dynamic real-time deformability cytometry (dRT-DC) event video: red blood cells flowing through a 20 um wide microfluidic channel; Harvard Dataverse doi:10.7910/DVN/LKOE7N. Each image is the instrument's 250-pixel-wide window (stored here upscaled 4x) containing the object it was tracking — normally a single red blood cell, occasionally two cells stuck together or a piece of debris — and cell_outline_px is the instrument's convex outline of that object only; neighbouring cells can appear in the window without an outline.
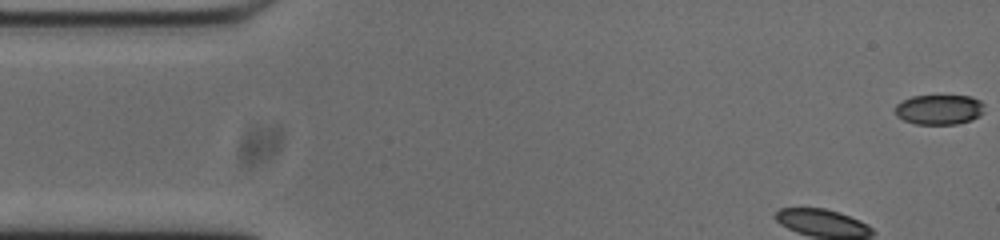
{"species": "common noctule bat (a hibernating species)", "species_latin": "Nyctalus noctula", "temperature_condition": "cold", "stored_images_in_passage": 51, "camera_frame_rate_fps": 3000, "um_per_image_px": 0.085, "animal": {"sex": "male", "body_mass_g": 20.0, "forearm_length_mm": 53.3}, "frame": {"image": 1, "passage_image": 1, "time_ms": 0.0, "image_size_px": [1000, 240], "cell_outline_px": [[984, 112], [980, 116], [972, 120], [956, 124], [916, 124], [904, 120], [896, 116], [896, 104], [912, 96], [972, 96], [980, 100], [984, 104]], "centroid_in_image_um": [79.87, 9.31], "position_along_channel_um": 5.1, "area_um2": 15.66}}
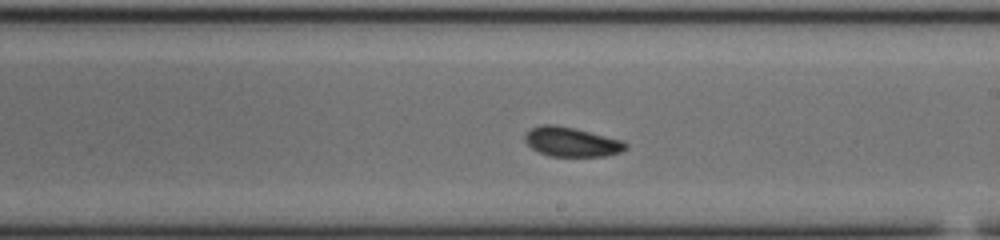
{"frame": {"image": 2, "passage_image": 26, "time_ms": 8.333, "image_size_px": [1000, 240], "cell_outline_px": [[628, 148], [620, 152], [608, 156], [548, 156], [532, 148], [524, 140], [524, 136], [532, 128], [540, 124], [552, 124], [572, 128], [624, 140], [628, 144]], "centroid_in_image_um": [48.61, 12.07], "position_along_channel_um": 240.4, "area_um2": 17.22}}
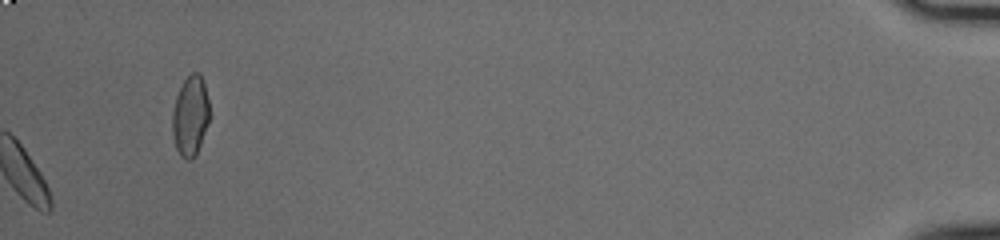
{"frame": {"image": 3, "passage_image": 51, "time_ms": 16.667, "image_size_px": [1000, 240], "cell_outline_px": [[208, 124], [200, 144], [192, 160], [184, 160], [180, 156], [176, 148], [172, 136], [172, 112], [176, 96], [184, 80], [192, 72], [200, 72], [204, 84], [208, 100]], "centroid_in_image_um": [16.15, 9.86], "position_along_channel_um": 419.0, "area_um2": 17.28}, "authors_computed_cell_mechanics": {"area_um2": 16.9354, "velocity_mm_per_s": 3.7167, "shape_relaxation_time_tau1_ms": 1.9892, "shape_relaxation_time_tau2_ms": 3.2608, "deformation_change_tau1": 0.0766, "deformation_change_tau2": 0.0714}}